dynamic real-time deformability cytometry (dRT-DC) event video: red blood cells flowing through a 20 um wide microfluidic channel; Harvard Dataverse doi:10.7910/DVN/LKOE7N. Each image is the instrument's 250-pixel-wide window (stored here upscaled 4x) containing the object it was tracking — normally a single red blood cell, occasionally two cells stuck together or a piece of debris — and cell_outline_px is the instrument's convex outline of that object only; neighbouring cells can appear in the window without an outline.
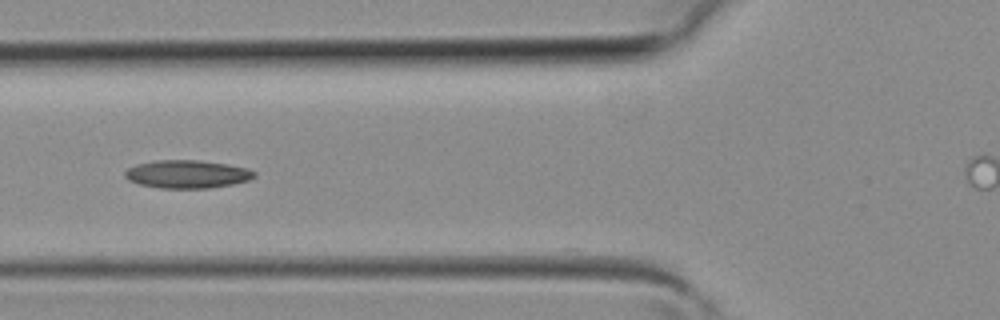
{"species": "common noctule bat (a hibernating species)", "species_latin": "Nyctalus noctula", "temperature_condition": "room temperature", "stored_images_in_passage": 5, "camera_frame_rate_fps": 3000, "um_per_image_px": 0.085, "animal": {"sex": "female", "body_mass_g": 19.3, "forearm_length_mm": 54.1}, "frame": {"image": 1, "passage_image": 2, "time_ms": 0.333, "image_size_px": [1000, 320], "cell_outline_px": [[256, 176], [248, 180], [232, 184], [212, 188], [160, 188], [140, 184], [128, 180], [124, 176], [124, 172], [128, 168], [136, 164], [156, 160], [200, 160], [228, 164], [248, 168], [256, 172]], "centroid_in_image_um": [15.92, 14.8], "position_along_channel_um": 109.9, "area_um2": 21.27}}